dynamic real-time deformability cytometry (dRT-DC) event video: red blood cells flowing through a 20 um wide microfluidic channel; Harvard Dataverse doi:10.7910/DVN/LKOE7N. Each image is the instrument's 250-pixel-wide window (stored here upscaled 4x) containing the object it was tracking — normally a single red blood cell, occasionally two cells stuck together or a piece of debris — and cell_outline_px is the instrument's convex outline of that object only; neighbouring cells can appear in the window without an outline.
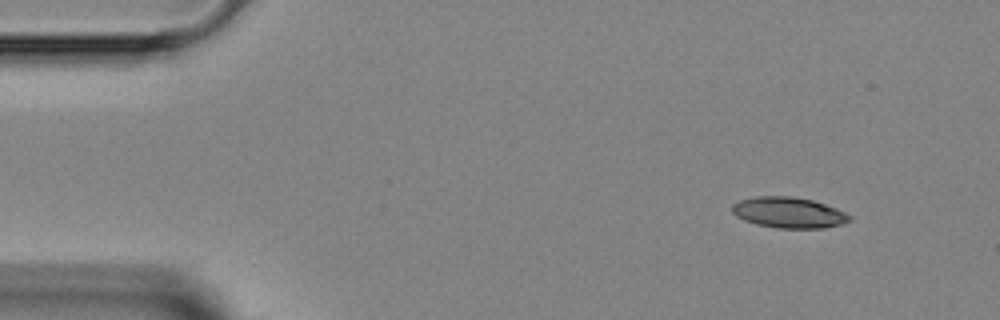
{"species": "Egyptian fruit bat (a non-hibernating species)", "species_latin": "Rousettus aegyptiacus", "temperature_condition": "room temperature", "stored_images_in_passage": 43, "camera_frame_rate_fps": 3000, "um_per_image_px": 0.085, "animal": {"sex": "female"}, "frame": {"image": 1, "passage_image": 1, "time_ms": 0.0, "image_size_px": [1000, 320], "cell_outline_px": [[852, 220], [840, 224], [824, 228], [776, 228], [756, 224], [744, 220], [736, 216], [732, 212], [732, 204], [740, 200], [756, 196], [792, 196], [812, 200], [836, 208], [852, 216]], "centroid_in_image_um": [67.03, 18.07], "position_along_channel_um": 18.0, "area_um2": 21.1}}
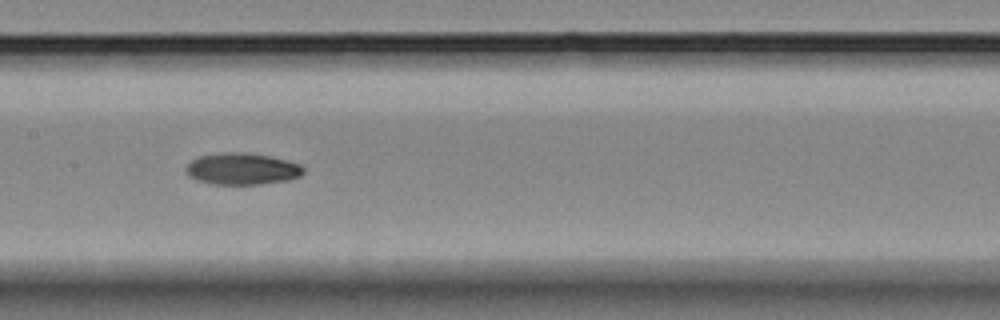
{"frame": {"image": 2, "passage_image": 19, "time_ms": 6.0, "image_size_px": [1000, 320], "cell_outline_px": [[304, 172], [300, 176], [288, 180], [260, 184], [212, 184], [196, 180], [188, 176], [184, 168], [196, 156], [224, 152], [244, 152], [268, 156], [300, 164], [304, 168]], "centroid_in_image_um": [20.53, 14.35], "position_along_channel_um": 186.9, "area_um2": 21.73}}
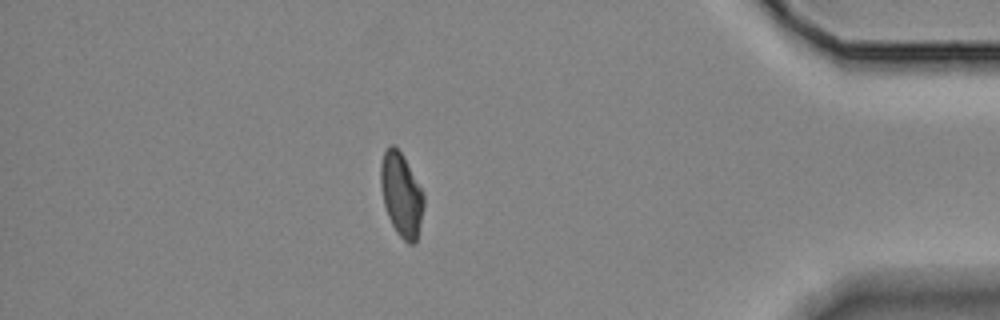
{"frame": {"image": 3, "passage_image": 37, "time_ms": 12.0, "image_size_px": [1000, 320], "cell_outline_px": [[424, 208], [416, 244], [408, 244], [396, 232], [388, 216], [384, 204], [380, 188], [380, 164], [384, 152], [388, 144], [392, 144], [404, 156], [424, 192]], "centroid_in_image_um": [34.12, 16.54], "position_along_channel_um": 401.1, "area_um2": 21.33}}